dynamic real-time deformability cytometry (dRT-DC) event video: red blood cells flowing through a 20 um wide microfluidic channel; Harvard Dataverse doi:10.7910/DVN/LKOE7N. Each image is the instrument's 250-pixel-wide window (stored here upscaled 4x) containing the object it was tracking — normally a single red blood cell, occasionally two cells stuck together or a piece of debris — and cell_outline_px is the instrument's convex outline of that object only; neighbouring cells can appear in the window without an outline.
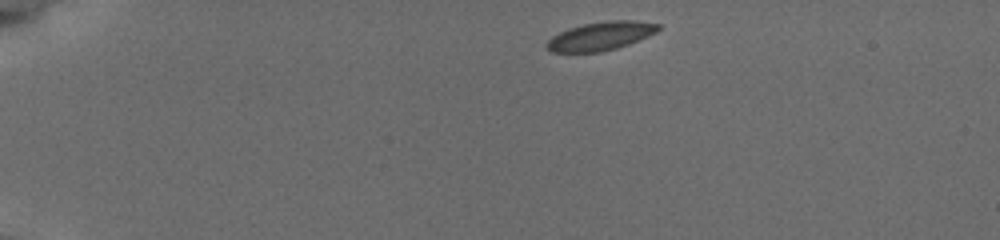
{"species": "common noctule bat (a hibernating species)", "species_latin": "Nyctalus noctula", "temperature_condition": "cold", "stored_images_in_passage": 14, "camera_frame_rate_fps": 3000, "um_per_image_px": 0.085, "animal": {"sex": "female", "body_mass_g": 19.5, "forearm_length_mm": 54.1}, "frame": {"image": 1, "passage_image": 1, "time_ms": 0.0, "image_size_px": [1000, 240], "cell_outline_px": [[660, 28], [656, 32], [628, 44], [616, 48], [600, 52], [552, 52], [548, 48], [548, 40], [552, 36], [560, 32], [584, 24], [608, 20], [632, 20], [660, 24]], "centroid_in_image_um": [51.08, 3.06], "position_along_channel_um": 33.9, "area_um2": 18.15}}
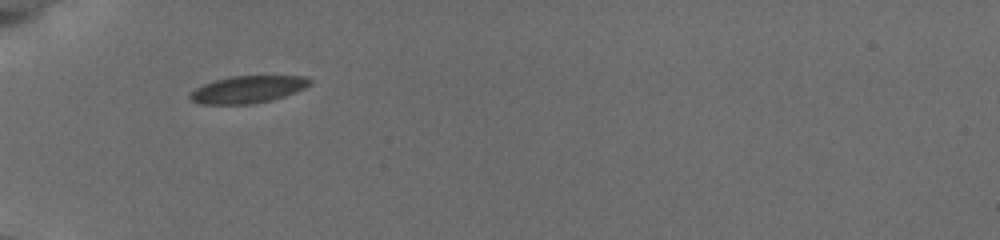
{"frame": {"image": 2, "passage_image": 13, "time_ms": 2.667, "image_size_px": [1000, 240], "cell_outline_px": [[312, 84], [304, 88], [284, 96], [268, 100], [248, 104], [204, 104], [192, 100], [188, 96], [196, 88], [204, 84], [216, 80], [232, 76], [304, 76], [312, 80]], "centroid_in_image_um": [21.08, 7.59], "position_along_channel_um": 63.9, "area_um2": 18.61}}